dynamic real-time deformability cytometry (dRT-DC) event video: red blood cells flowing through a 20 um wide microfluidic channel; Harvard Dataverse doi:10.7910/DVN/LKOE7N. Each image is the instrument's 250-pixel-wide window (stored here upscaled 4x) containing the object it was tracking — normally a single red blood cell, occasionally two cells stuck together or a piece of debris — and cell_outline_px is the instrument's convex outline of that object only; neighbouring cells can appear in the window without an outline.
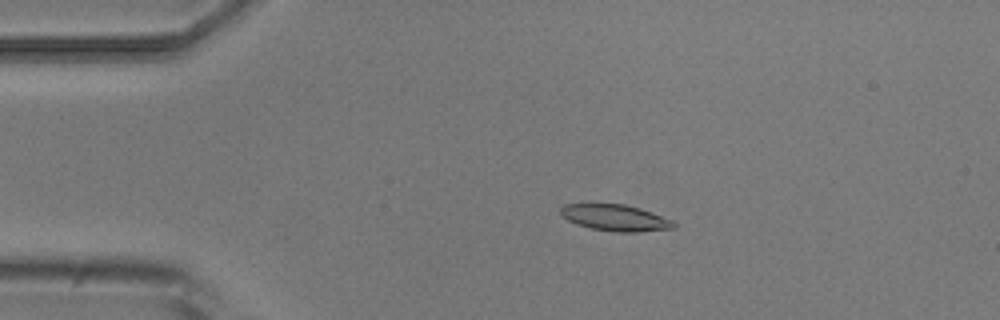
{"species": "common noctule bat (a hibernating species)", "species_latin": "Nyctalus noctula", "temperature_condition": "room temperature", "stored_images_in_passage": 6, "camera_frame_rate_fps": 3000, "um_per_image_px": 0.085, "animal": {"sex": "male", "body_mass_g": 20.5, "forearm_length_mm": 52.5}, "frame": {"image": 1, "passage_image": 3, "time_ms": 2.333, "image_size_px": [1000, 320], "cell_outline_px": [[676, 228], [640, 232], [616, 232], [592, 228], [576, 224], [568, 220], [560, 212], [560, 208], [564, 204], [624, 204], [640, 208], [672, 220], [676, 224]], "centroid_in_image_um": [52.33, 18.51], "position_along_channel_um": 32.7, "area_um2": 17.28}}
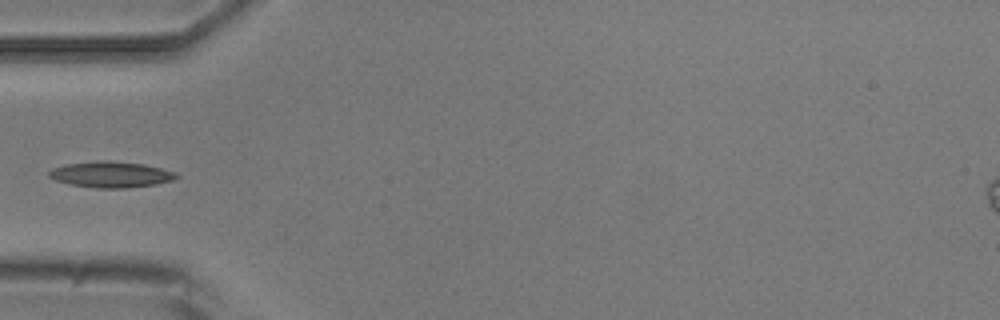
{"frame": {"image": 2, "passage_image": 5, "time_ms": 4.667, "image_size_px": [1000, 320], "cell_outline_px": [[180, 176], [176, 180], [156, 184], [124, 188], [96, 188], [72, 184], [56, 180], [48, 176], [48, 172], [52, 168], [68, 164], [96, 160], [108, 160], [144, 164], [176, 172]], "centroid_in_image_um": [9.47, 14.82], "position_along_channel_um": 75.5, "area_um2": 19.31}}
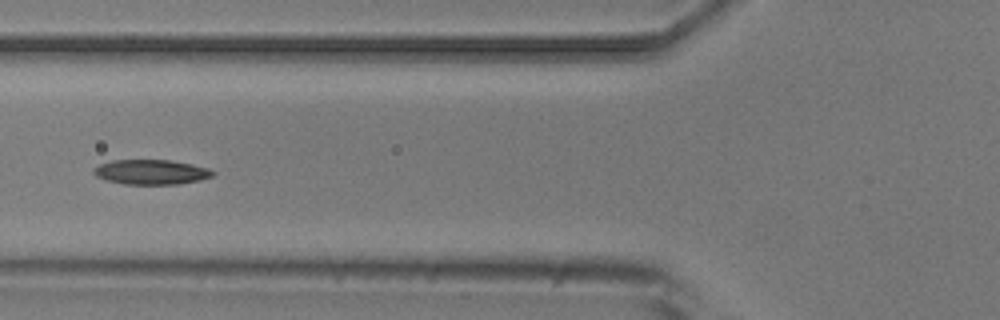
{"frame": {"image": 3, "passage_image": 6, "time_ms": 5.667, "image_size_px": [1000, 320], "cell_outline_px": [[216, 172], [212, 176], [200, 180], [176, 184], [124, 184], [108, 180], [96, 176], [92, 172], [100, 164], [112, 160], [168, 160], [192, 164], [208, 168]], "centroid_in_image_um": [12.87, 14.62], "position_along_channel_um": 112.9, "area_um2": 17.05}}